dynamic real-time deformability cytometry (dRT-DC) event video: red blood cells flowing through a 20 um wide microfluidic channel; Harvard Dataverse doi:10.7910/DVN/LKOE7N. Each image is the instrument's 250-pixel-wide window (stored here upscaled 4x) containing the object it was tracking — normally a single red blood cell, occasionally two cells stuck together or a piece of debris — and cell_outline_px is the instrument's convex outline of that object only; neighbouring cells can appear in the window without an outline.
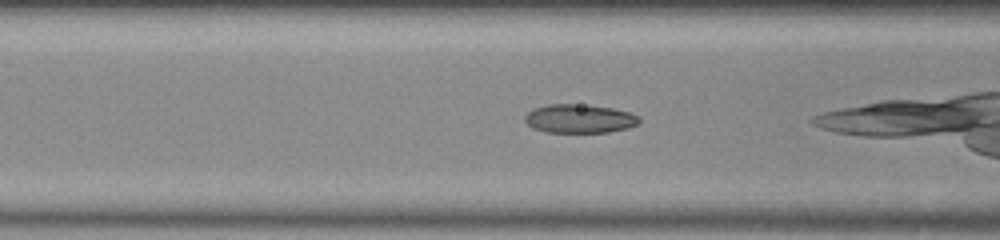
{"species": "common noctule bat (a hibernating species)", "species_latin": "Nyctalus noctula", "temperature_condition": "room temperature", "stored_images_in_passage": 38, "camera_frame_rate_fps": 3000, "um_per_image_px": 0.085, "animal": {"sex": "male", "body_mass_g": 20.0, "forearm_length_mm": 53.3}, "frame": {"image": 1, "passage_image": 16, "time_ms": 5.0, "image_size_px": [1000, 240], "cell_outline_px": [[640, 124], [628, 128], [608, 132], [544, 132], [532, 128], [524, 120], [524, 116], [528, 112], [536, 108], [548, 104], [572, 104], [612, 108], [632, 112], [640, 116]], "centroid_in_image_um": [49.29, 10.09], "position_along_channel_um": 117.3, "area_um2": 19.19}}
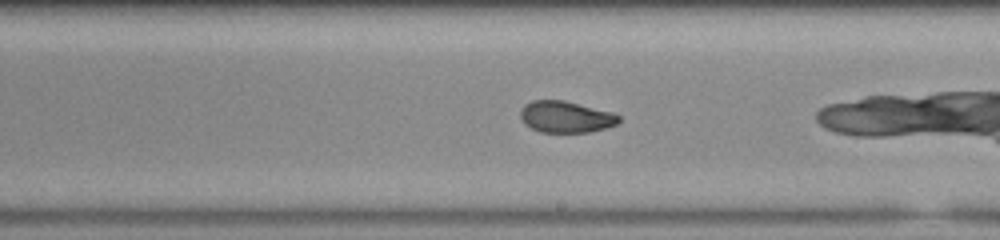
{"frame": {"image": 2, "passage_image": 26, "time_ms": 8.333, "image_size_px": [1000, 240], "cell_outline_px": [[620, 120], [616, 124], [604, 128], [588, 132], [540, 132], [524, 124], [520, 116], [520, 112], [524, 104], [532, 100], [564, 100], [612, 112], [620, 116]], "centroid_in_image_um": [48.07, 9.93], "position_along_channel_um": 240.9, "area_um2": 18.03}}
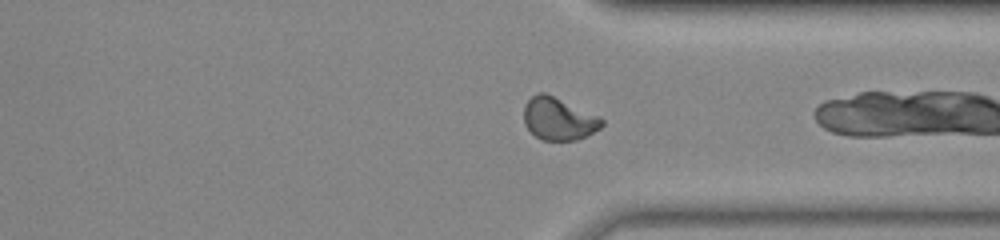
{"frame": {"image": 3, "passage_image": 36, "time_ms": 11.667, "image_size_px": [1000, 240], "cell_outline_px": [[604, 124], [600, 128], [576, 140], [540, 140], [524, 124], [524, 104], [532, 96], [540, 92], [544, 92], [600, 116], [604, 120]], "centroid_in_image_um": [47.48, 10.09], "position_along_channel_um": 363.9, "area_um2": 19.19}}